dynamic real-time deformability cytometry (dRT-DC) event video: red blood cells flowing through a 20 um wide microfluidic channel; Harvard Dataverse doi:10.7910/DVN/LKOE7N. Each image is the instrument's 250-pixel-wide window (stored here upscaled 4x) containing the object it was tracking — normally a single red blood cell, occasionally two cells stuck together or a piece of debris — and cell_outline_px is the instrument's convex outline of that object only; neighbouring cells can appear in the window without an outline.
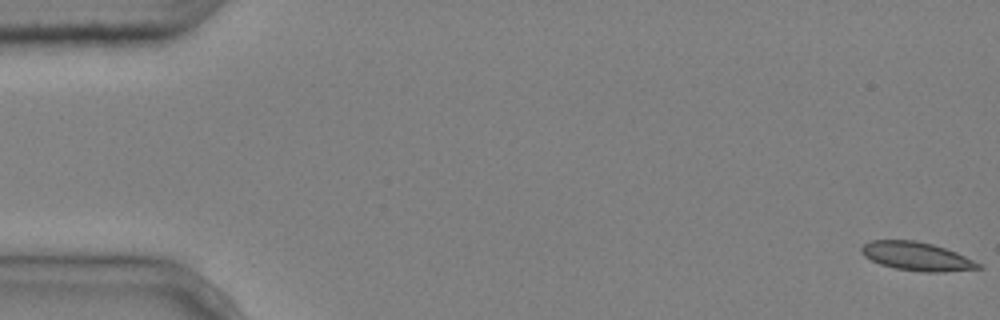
{"species": "common noctule bat (a hibernating species)", "species_latin": "Nyctalus noctula", "temperature_condition": "cold", "stored_images_in_passage": 5, "camera_frame_rate_fps": 3000, "um_per_image_px": 0.085, "animal": {"sex": "male", "body_mass_g": 20.4}, "frame": {"image": 1, "passage_image": 1, "time_ms": 0.0, "image_size_px": [1000, 320], "cell_outline_px": [[984, 268], [944, 272], [924, 272], [896, 268], [880, 264], [864, 256], [860, 252], [860, 248], [864, 244], [872, 240], [916, 240], [932, 244], [956, 252], [984, 264]], "centroid_in_image_um": [77.96, 21.79], "position_along_channel_um": 7.0, "area_um2": 19.54}}